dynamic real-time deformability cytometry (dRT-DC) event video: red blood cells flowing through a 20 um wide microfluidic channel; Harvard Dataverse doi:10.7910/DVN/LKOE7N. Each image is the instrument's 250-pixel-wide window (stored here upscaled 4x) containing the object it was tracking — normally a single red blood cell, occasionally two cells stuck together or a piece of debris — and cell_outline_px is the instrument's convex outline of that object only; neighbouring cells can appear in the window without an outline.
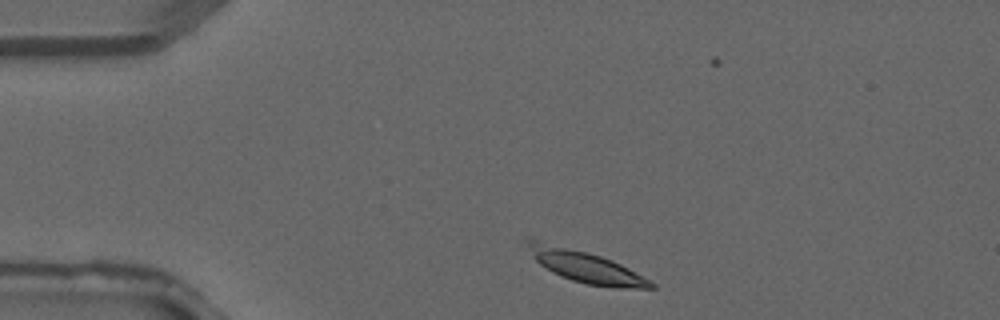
{"species": "common noctule bat (a hibernating species)", "species_latin": "Nyctalus noctula", "temperature_condition": "warm", "stored_images_in_passage": 2, "camera_frame_rate_fps": 3000, "um_per_image_px": 0.085, "animal": {"sex": "male", "forearm_length_mm": 52.5}, "frame": {"image": 1, "passage_image": 1, "time_ms": 0.0, "image_size_px": [1000, 320], "cell_outline_px": [[656, 288], [612, 288], [588, 284], [572, 280], [560, 276], [552, 272], [540, 264], [536, 260], [524, 240], [536, 240], [600, 256], [612, 260], [652, 280], [656, 284]], "centroid_in_image_um": [49.86, 22.71], "position_along_channel_um": 35.1, "area_um2": 22.14}}